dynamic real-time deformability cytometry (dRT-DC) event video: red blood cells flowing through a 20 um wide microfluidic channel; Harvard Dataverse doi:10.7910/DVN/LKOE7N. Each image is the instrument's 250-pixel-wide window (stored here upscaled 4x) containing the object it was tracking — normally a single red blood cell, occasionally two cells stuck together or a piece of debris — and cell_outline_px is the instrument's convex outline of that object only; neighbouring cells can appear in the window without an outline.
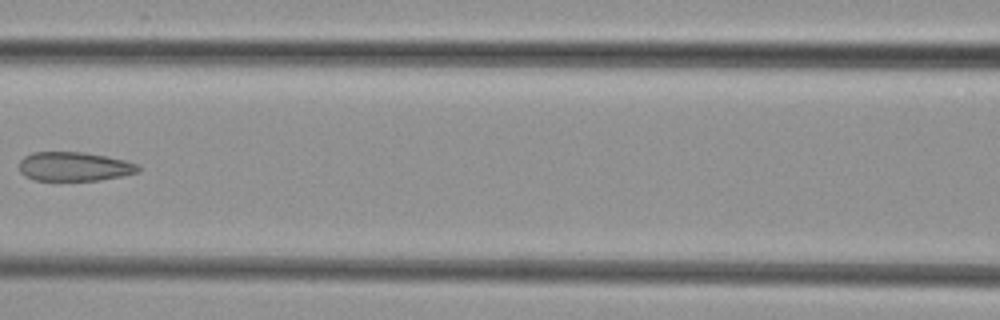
{"species": "common noctule bat (a hibernating species)", "species_latin": "Nyctalus noctula", "temperature_condition": "cold", "stored_images_in_passage": 6, "camera_frame_rate_fps": 3000, "um_per_image_px": 0.085, "animal": {"sex": "female", "body_mass_g": 29.2, "forearm_length_mm": 56.3}, "frame": {"image": 1, "passage_image": 6, "time_ms": 6.0, "image_size_px": [1000, 320], "cell_outline_px": [[140, 172], [124, 176], [100, 180], [32, 180], [24, 176], [20, 172], [20, 160], [24, 156], [32, 152], [84, 152], [124, 160], [136, 164], [140, 168]], "centroid_in_image_um": [6.3, 14.16], "position_along_channel_um": 160.3, "area_um2": 20.23}}